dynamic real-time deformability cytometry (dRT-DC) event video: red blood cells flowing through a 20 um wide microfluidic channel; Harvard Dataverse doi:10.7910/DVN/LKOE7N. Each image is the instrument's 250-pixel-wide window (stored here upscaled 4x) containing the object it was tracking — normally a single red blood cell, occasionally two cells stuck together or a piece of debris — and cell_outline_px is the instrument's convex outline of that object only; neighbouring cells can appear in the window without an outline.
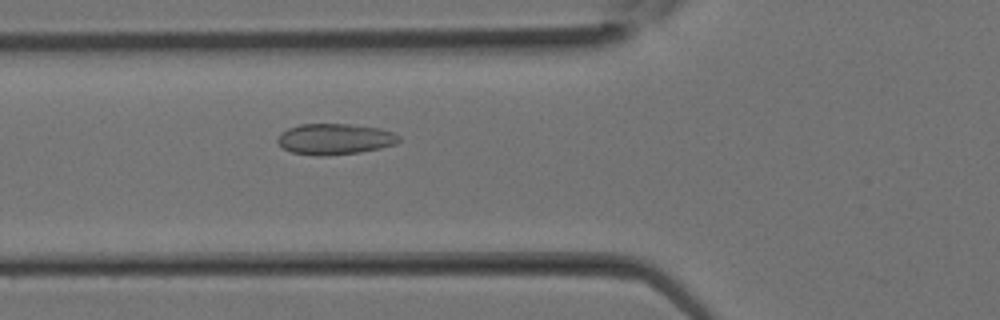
{"species": "Egyptian fruit bat (a non-hibernating species)", "species_latin": "Rousettus aegyptiacus", "temperature_condition": "room temperature", "stored_images_in_passage": 5, "camera_frame_rate_fps": 3000, "um_per_image_px": 0.085, "animal": {"sex": "female"}, "frame": {"image": 1, "passage_image": 4, "time_ms": 1.0, "image_size_px": [1000, 320], "cell_outline_px": [[400, 140], [396, 144], [380, 148], [360, 152], [324, 156], [320, 156], [292, 152], [284, 148], [276, 140], [280, 132], [288, 128], [300, 124], [348, 124], [380, 128], [392, 132], [400, 136]], "centroid_in_image_um": [28.46, 11.81], "position_along_channel_um": 97.3, "area_um2": 21.85}}